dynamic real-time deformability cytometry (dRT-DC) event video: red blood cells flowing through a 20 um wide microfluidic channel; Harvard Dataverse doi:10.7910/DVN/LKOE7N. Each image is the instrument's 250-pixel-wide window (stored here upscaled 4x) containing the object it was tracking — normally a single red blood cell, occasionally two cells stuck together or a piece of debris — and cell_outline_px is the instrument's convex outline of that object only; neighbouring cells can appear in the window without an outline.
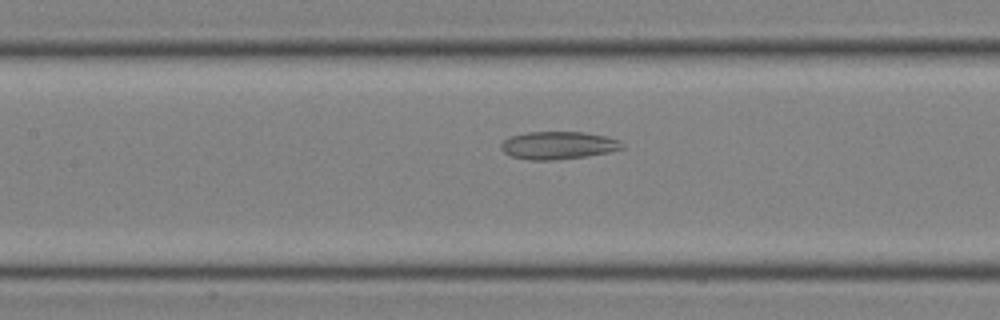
{"species": "common noctule bat (a hibernating species)", "species_latin": "Nyctalus noctula", "temperature_condition": "room temperature", "stored_images_in_passage": 15, "camera_frame_rate_fps": 3000, "um_per_image_px": 0.085, "animal": {"sex": "male", "body_mass_g": 19.0, "forearm_length_mm": 50.8}, "frame": {"image": 1, "passage_image": 13, "time_ms": 4.0, "image_size_px": [1000, 320], "cell_outline_px": [[624, 148], [608, 152], [584, 156], [552, 160], [532, 160], [512, 156], [504, 152], [500, 148], [500, 144], [504, 140], [512, 136], [528, 132], [584, 132], [604, 136], [616, 140], [624, 144]], "centroid_in_image_um": [47.42, 12.35], "position_along_channel_um": 160.0, "area_um2": 19.25}}